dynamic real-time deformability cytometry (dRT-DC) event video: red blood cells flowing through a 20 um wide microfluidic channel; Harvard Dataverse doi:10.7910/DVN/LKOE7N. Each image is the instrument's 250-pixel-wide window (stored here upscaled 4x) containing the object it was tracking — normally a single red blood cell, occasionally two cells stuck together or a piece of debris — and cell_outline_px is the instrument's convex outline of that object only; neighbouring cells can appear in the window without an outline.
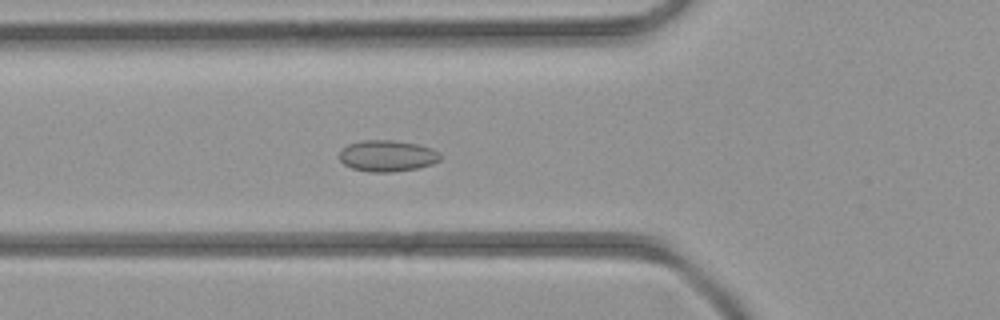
{"species": "common noctule bat (a hibernating species)", "species_latin": "Nyctalus noctula", "temperature_condition": "room temperature", "stored_images_in_passage": 44, "camera_frame_rate_fps": 3000, "um_per_image_px": 0.085, "animal": {"sex": "female", "body_mass_g": 21.9}, "frame": {"image": 1, "passage_image": 14, "time_ms": 4.333, "image_size_px": [1000, 320], "cell_outline_px": [[440, 160], [432, 164], [416, 168], [392, 172], [368, 172], [352, 168], [344, 164], [340, 160], [340, 152], [348, 144], [360, 140], [392, 140], [416, 144], [432, 148], [440, 152]], "centroid_in_image_um": [32.92, 13.25], "position_along_channel_um": 92.9, "area_um2": 18.38}}
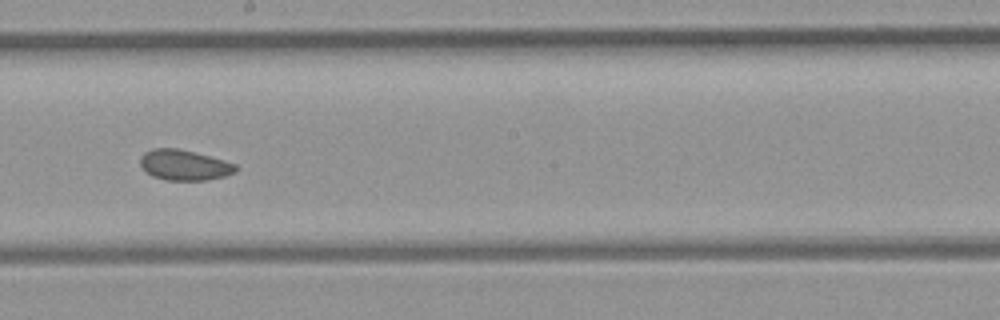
{"frame": {"image": 2, "passage_image": 23, "time_ms": 7.333, "image_size_px": [1000, 320], "cell_outline_px": [[236, 172], [224, 176], [204, 180], [168, 180], [152, 176], [140, 164], [140, 156], [144, 152], [152, 148], [180, 148], [224, 160], [236, 164]], "centroid_in_image_um": [15.65, 14.01], "position_along_channel_um": 232.5, "area_um2": 16.88}}
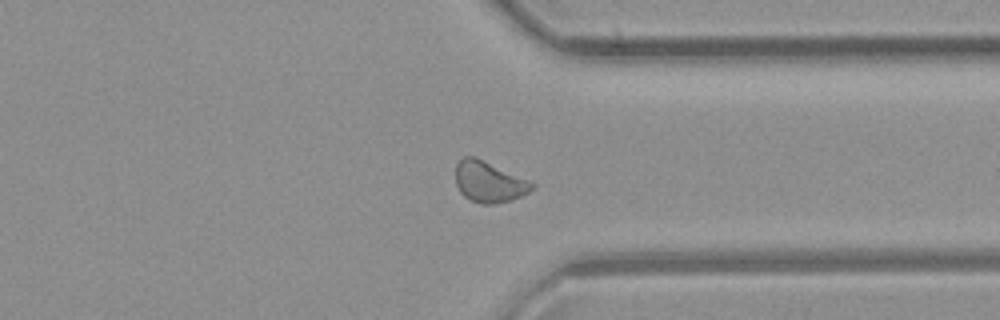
{"frame": {"image": 3, "passage_image": 32, "time_ms": 10.333, "image_size_px": [1000, 320], "cell_outline_px": [[536, 184], [528, 192], [520, 196], [508, 200], [492, 204], [480, 204], [468, 200], [460, 192], [456, 184], [456, 164], [464, 156], [476, 156], [532, 180]], "centroid_in_image_um": [41.57, 15.43], "position_along_channel_um": 369.8, "area_um2": 18.55}}